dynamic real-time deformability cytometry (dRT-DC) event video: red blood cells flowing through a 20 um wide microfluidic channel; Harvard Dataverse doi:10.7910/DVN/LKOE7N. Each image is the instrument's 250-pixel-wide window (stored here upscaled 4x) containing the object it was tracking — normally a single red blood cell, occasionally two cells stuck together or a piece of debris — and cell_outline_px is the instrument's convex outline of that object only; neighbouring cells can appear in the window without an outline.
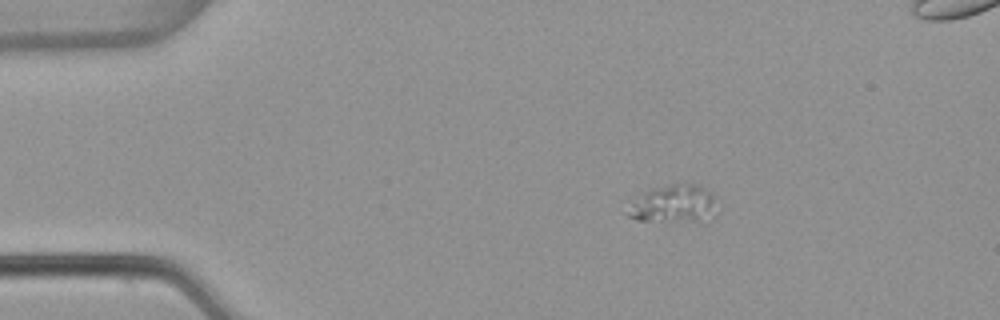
{"species": "common noctule bat (a hibernating species)", "species_latin": "Nyctalus noctula", "temperature_condition": "warm", "stored_images_in_passage": 46, "segment_of_instrument_passage": [1, 2], "camera_frame_rate_fps": 3000, "um_per_image_px": 0.085, "animal": {"sex": "female", "body_mass_g": 22.7, "forearm_length_mm": 54.2}, "frame": {"image": 1, "passage_image": 1, "time_ms": 0.0, "image_size_px": [1000, 320], "cell_outline_px": [[716, 196], [712, 216], [696, 220], [636, 220], [628, 216], [628, 212], [632, 204], [644, 192], [652, 188], [668, 184], [700, 184]], "centroid_in_image_um": [57.28, 17.29], "position_along_channel_um": 27.7, "area_um2": 18.96}}
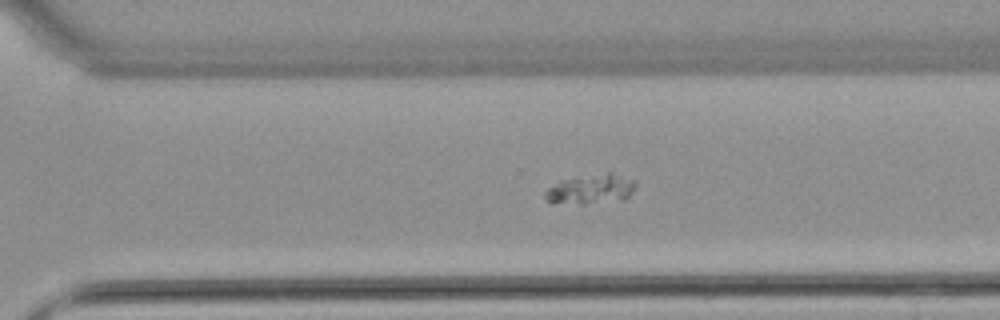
{"frame": {"image": 2, "passage_image": 29, "time_ms": 9.333, "image_size_px": [1000, 320], "cell_outline_px": [[636, 184], [632, 192], [624, 200], [584, 204], [552, 204], [544, 200], [544, 192], [548, 188], [560, 180], [608, 172], [612, 172], [636, 180]], "centroid_in_image_um": [50.2, 16.1], "position_along_channel_um": 320.4, "area_um2": 16.01}}
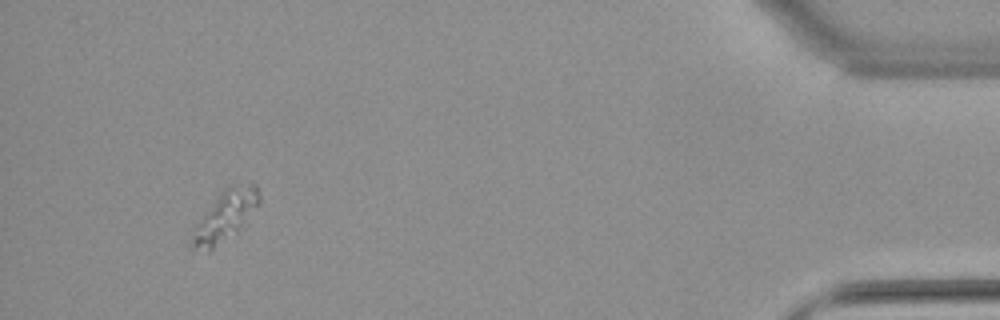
{"frame": {"image": 3, "passage_image": 42, "time_ms": 13.667, "image_size_px": [1000, 320], "cell_outline_px": [[260, 204], [236, 232], [208, 252], [192, 248], [188, 244], [192, 228], [220, 192], [224, 188], [232, 184], [252, 180], [256, 184], [260, 196]], "centroid_in_image_um": [19.13, 18.32], "position_along_channel_um": 416.1, "area_um2": 20.17}}